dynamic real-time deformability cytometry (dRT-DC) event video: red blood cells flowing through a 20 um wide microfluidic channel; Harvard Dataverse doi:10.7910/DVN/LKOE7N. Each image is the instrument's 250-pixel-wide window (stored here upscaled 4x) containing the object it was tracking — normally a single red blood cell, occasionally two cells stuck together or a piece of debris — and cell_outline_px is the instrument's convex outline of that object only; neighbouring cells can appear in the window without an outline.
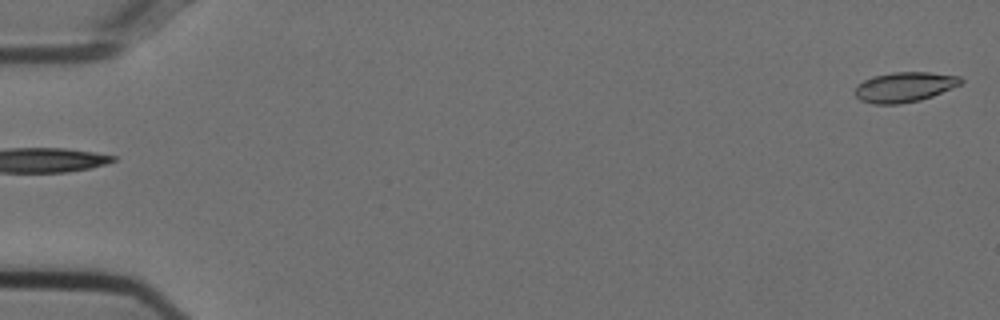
{"species": "Egyptian fruit bat (a non-hibernating species)", "species_latin": "Rousettus aegyptiacus", "temperature_condition": "cold", "stored_images_in_passage": 54, "camera_frame_rate_fps": 3000, "um_per_image_px": 0.085, "animal": {"sex": "female"}, "frame": {"image": 1, "passage_image": 1, "time_ms": 0.0, "image_size_px": [1000, 320], "cell_outline_px": [[964, 80], [960, 84], [952, 88], [932, 96], [920, 100], [900, 104], [872, 104], [860, 100], [856, 96], [856, 88], [864, 80], [872, 76], [892, 72], [928, 72], [960, 76]], "centroid_in_image_um": [76.89, 7.39], "position_along_channel_um": 8.1, "area_um2": 18.44}}
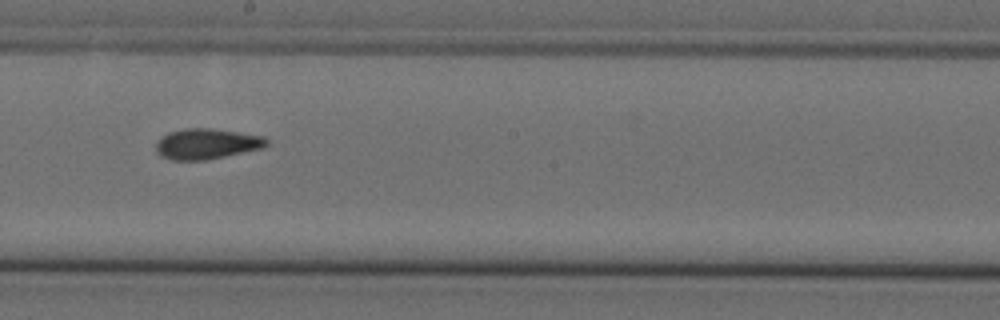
{"frame": {"image": 2, "passage_image": 31, "time_ms": 10.0, "image_size_px": [1000, 320], "cell_outline_px": [[268, 144], [264, 148], [204, 160], [172, 160], [160, 156], [156, 152], [156, 140], [168, 132], [184, 128], [212, 128], [264, 136], [268, 140]], "centroid_in_image_um": [17.54, 12.22], "position_along_channel_um": 230.7, "area_um2": 19.83}}
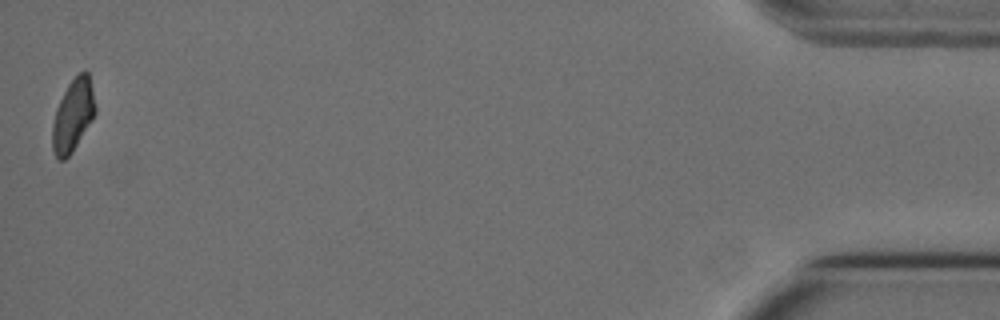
{"frame": {"image": 3, "passage_image": 54, "time_ms": 17.667, "image_size_px": [1000, 320], "cell_outline_px": [[96, 112], [92, 120], [72, 152], [64, 160], [60, 160], [56, 156], [52, 148], [52, 124], [56, 108], [68, 84], [84, 68], [88, 72], [96, 108]], "centroid_in_image_um": [6.2, 9.8], "position_along_channel_um": 429.0, "area_um2": 17.92}, "authors_computed_cell_mechanics": {"area_um2": 18.9584, "velocity_mm_per_s": 3.7423, "shape_relaxation_time_tau1_ms": null, "shape_relaxation_time_tau2_ms": 2.5151, "deformation_change_tau1": null, "deformation_change_tau2": 0.0697}}